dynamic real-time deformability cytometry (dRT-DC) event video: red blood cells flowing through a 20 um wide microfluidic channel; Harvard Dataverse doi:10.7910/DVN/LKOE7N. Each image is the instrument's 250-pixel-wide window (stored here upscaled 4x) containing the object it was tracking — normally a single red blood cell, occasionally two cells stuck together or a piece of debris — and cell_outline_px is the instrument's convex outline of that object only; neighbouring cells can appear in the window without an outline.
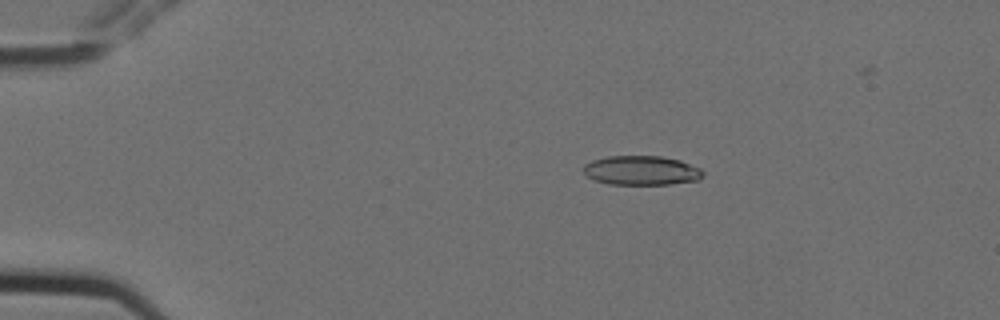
{"species": "Egyptian fruit bat (a non-hibernating species)", "species_latin": "Rousettus aegyptiacus", "temperature_condition": "cold", "stored_images_in_passage": 6, "camera_frame_rate_fps": 3000, "um_per_image_px": 0.085, "animal": {"sex": "female"}, "frame": {"image": 1, "passage_image": 3, "time_ms": 0.667, "image_size_px": [1000, 320], "cell_outline_px": [[704, 176], [700, 180], [668, 184], [608, 184], [596, 180], [588, 176], [584, 172], [584, 164], [592, 160], [608, 156], [660, 156], [680, 160], [700, 168], [704, 172]], "centroid_in_image_um": [54.55, 14.48], "position_along_channel_um": 30.4, "area_um2": 20.4}}